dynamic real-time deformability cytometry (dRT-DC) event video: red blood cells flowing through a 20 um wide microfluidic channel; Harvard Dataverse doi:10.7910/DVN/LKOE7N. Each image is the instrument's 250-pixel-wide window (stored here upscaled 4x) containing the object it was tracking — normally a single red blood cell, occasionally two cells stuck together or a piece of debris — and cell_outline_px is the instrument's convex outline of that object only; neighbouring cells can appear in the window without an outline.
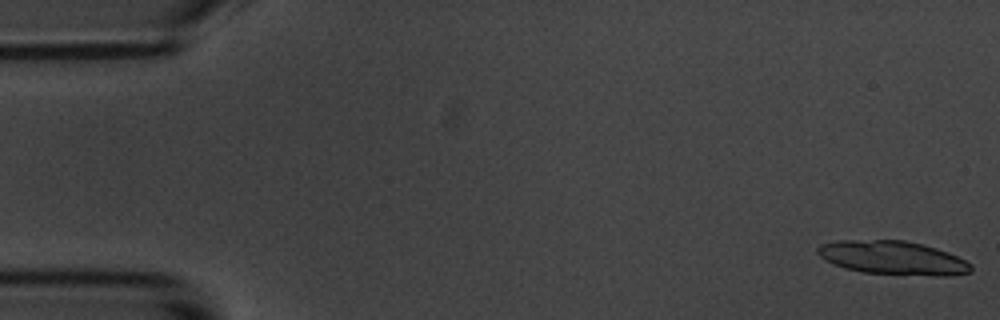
{"species": "common noctule bat (a hibernating species)", "species_latin": "Nyctalus noctula", "temperature_condition": "room temperature", "stored_images_in_passage": 20, "camera_frame_rate_fps": 3000, "um_per_image_px": 0.085, "animal": {"sex": "male", "body_mass_g": 20.1, "forearm_length_mm": 53.5}, "frame": {"image": 1, "passage_image": 1, "time_ms": 0.0, "image_size_px": [1000, 320], "cell_outline_px": [[972, 272], [948, 276], [940, 276], [864, 272], [844, 268], [820, 256], [816, 252], [816, 248], [820, 244], [836, 240], [904, 240], [936, 248], [948, 252], [972, 264]], "centroid_in_image_um": [75.9, 21.91], "position_along_channel_um": 9.1, "area_um2": 29.88}}